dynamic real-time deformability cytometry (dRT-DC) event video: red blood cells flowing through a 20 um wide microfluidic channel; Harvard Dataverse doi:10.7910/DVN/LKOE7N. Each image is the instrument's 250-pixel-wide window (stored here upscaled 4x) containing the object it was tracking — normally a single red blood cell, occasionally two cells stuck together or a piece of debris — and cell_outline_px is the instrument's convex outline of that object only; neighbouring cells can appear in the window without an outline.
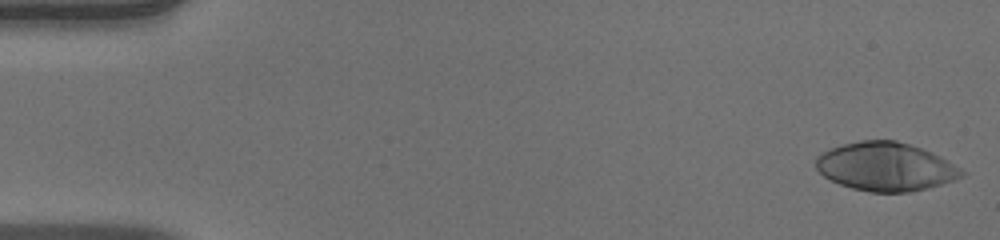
{"species": "human", "species_latin": "Homo sapiens", "temperature_condition": "warm", "stored_images_in_passage": 51, "camera_frame_rate_fps": 3000, "um_per_image_px": 0.085, "donor": {"sex": "male"}, "frame": {"image": 1, "passage_image": 1, "time_ms": 0.0, "image_size_px": [1000, 240], "cell_outline_px": [[964, 176], [928, 188], [912, 192], [872, 192], [852, 188], [840, 184], [824, 176], [816, 168], [816, 156], [832, 148], [844, 144], [860, 140], [896, 140], [932, 152], [940, 156], [960, 168], [964, 172]], "centroid_in_image_um": [75.28, 14.17], "position_along_channel_um": 9.7, "area_um2": 40.86}}
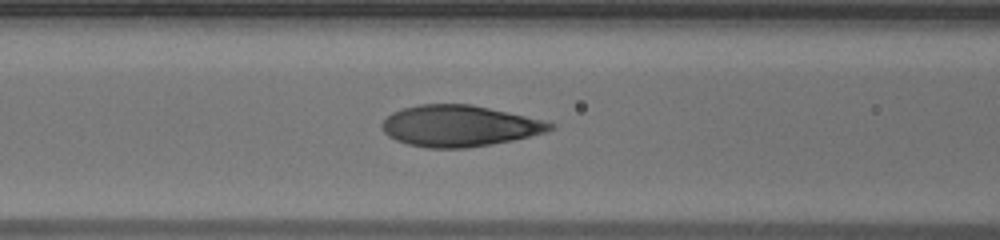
{"frame": {"image": 2, "passage_image": 21, "time_ms": 6.667, "image_size_px": [1000, 240], "cell_outline_px": [[556, 128], [544, 132], [512, 140], [464, 148], [428, 148], [408, 144], [396, 140], [388, 136], [380, 128], [380, 124], [392, 112], [400, 108], [420, 104], [472, 104], [508, 112], [556, 124]], "centroid_in_image_um": [38.98, 10.69], "position_along_channel_um": 127.6, "area_um2": 40.17}}
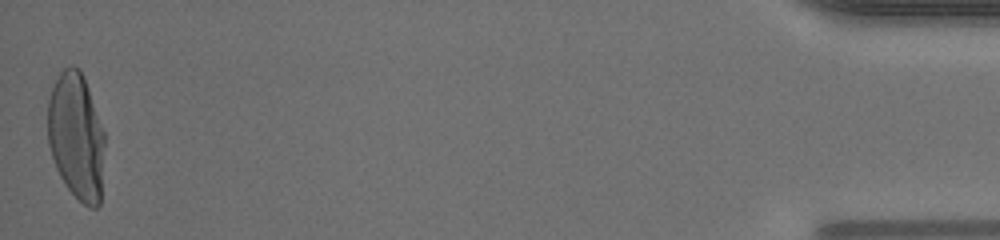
{"frame": {"image": 3, "passage_image": 51, "time_ms": 16.667, "image_size_px": [1000, 240], "cell_outline_px": [[104, 144], [100, 204], [96, 208], [88, 208], [64, 184], [56, 168], [48, 144], [48, 100], [52, 88], [60, 72], [64, 68], [72, 64], [80, 68], [84, 76], [104, 132]], "centroid_in_image_um": [6.48, 11.57], "position_along_channel_um": 428.7, "area_um2": 42.08}, "authors_computed_cell_mechanics": {"area_um2": 40.4022, "velocity_mm_per_s": 3.9504, "shape_relaxation_time_tau1_ms": 6.5859, "shape_relaxation_time_tau2_ms": null, "deformation_change_tau1": 0.3422, "deformation_change_tau2": null}}